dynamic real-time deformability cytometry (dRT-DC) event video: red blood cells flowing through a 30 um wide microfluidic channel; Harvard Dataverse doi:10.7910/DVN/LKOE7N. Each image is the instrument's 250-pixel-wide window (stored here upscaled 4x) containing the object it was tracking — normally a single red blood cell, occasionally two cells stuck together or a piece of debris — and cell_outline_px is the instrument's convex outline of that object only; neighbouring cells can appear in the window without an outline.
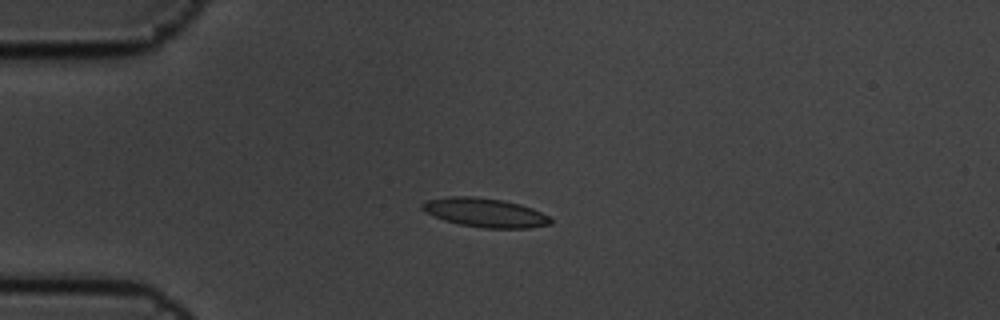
{"species": "common noctule bat (a hibernating species)", "species_latin": "Nyctalus noctula", "temperature_condition": "cold", "stored_images_in_passage": 5, "camera_frame_rate_fps": 3000, "um_per_image_px": 0.085, "animal": {"sex": "male", "body_mass_g": 19.5, "forearm_length_mm": 54.6}, "frame": {"image": 1, "passage_image": 3, "time_ms": 0.667, "image_size_px": [1000, 320], "cell_outline_px": [[552, 224], [528, 228], [484, 228], [460, 224], [444, 220], [424, 212], [420, 208], [420, 204], [424, 200], [448, 196], [472, 196], [504, 200], [520, 204], [532, 208], [548, 216], [552, 220]], "centroid_in_image_um": [41.18, 18.06], "position_along_channel_um": 43.8, "area_um2": 21.85}}
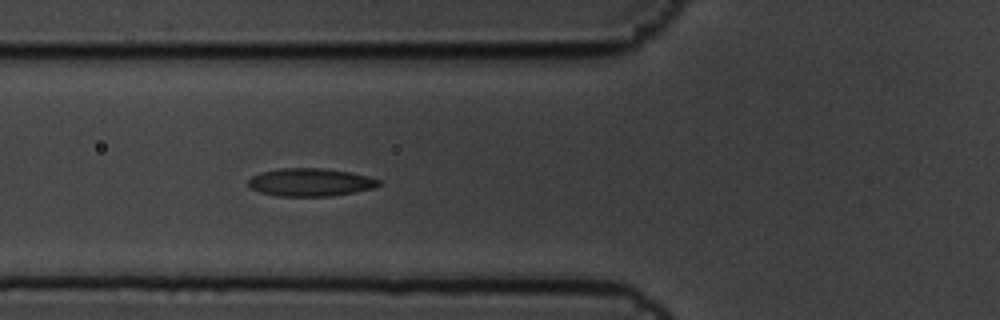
{"frame": {"image": 2, "passage_image": 5, "time_ms": 1.333, "image_size_px": [1000, 320], "cell_outline_px": [[380, 184], [372, 188], [332, 196], [276, 196], [260, 192], [252, 188], [248, 184], [248, 180], [252, 176], [260, 172], [280, 168], [324, 168], [352, 172], [368, 176], [380, 180]], "centroid_in_image_um": [26.36, 15.48], "position_along_channel_um": 99.4, "area_um2": 21.21}}